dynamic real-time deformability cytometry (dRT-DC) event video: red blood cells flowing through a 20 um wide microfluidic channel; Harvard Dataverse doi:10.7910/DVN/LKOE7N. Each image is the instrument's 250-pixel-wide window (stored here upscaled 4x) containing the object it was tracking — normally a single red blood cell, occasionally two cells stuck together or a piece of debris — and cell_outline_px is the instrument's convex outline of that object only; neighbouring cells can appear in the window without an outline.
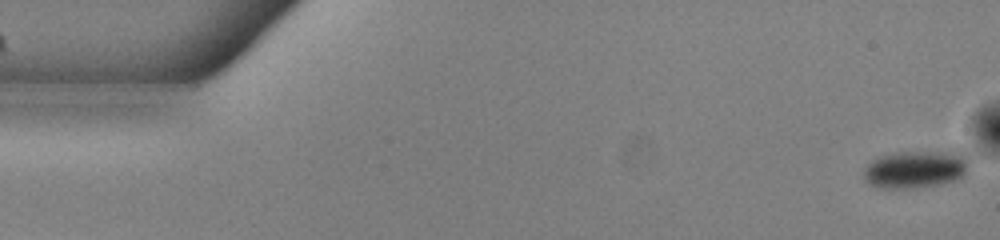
{"species": "common noctule bat (a hibernating species)", "species_latin": "Nyctalus noctula", "temperature_condition": "warm", "stored_images_in_passage": 53, "camera_frame_rate_fps": 3000, "um_per_image_px": 0.085, "animal": {"sex": "male", "body_mass_g": 13.0, "forearm_length_mm": 53.1}, "frame": {"image": 1, "passage_image": 1, "time_ms": 0.0, "image_size_px": [1000, 240], "cell_outline_px": [[968, 164], [964, 176], [956, 180], [940, 184], [920, 188], [880, 188], [868, 184], [864, 180], [864, 168], [872, 160], [880, 156], [904, 152], [964, 152]], "centroid_in_image_um": [77.81, 14.41], "position_along_channel_um": 7.2, "area_um2": 23.06}}
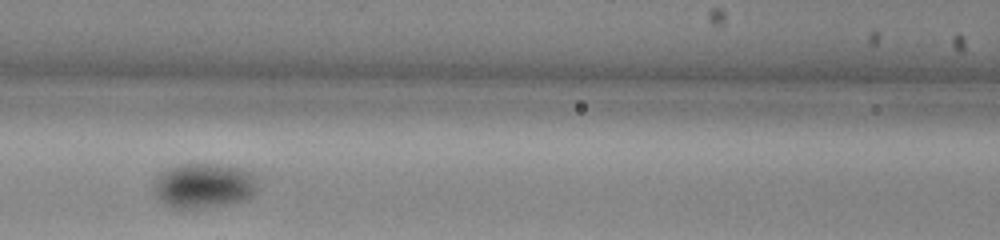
{"frame": {"image": 2, "passage_image": 23, "time_ms": 7.333, "image_size_px": [1000, 240], "cell_outline_px": [[256, 192], [248, 200], [200, 208], [176, 208], [164, 204], [156, 196], [152, 188], [152, 184], [156, 176], [180, 164], [216, 164], [240, 168], [248, 172], [256, 180]], "centroid_in_image_um": [17.29, 15.79], "position_along_channel_um": 149.3, "area_um2": 26.99}}
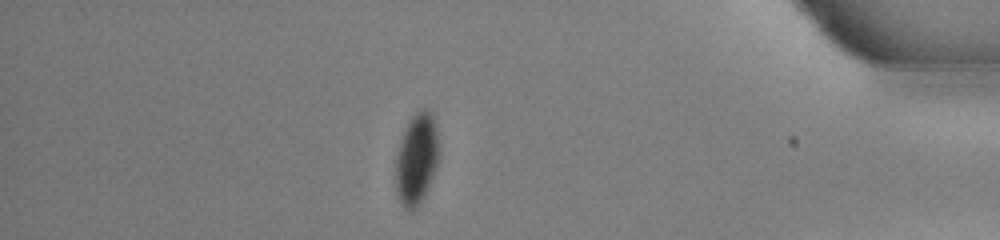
{"frame": {"image": 3, "passage_image": 46, "time_ms": 15.0, "image_size_px": [1000, 240], "cell_outline_px": [[440, 160], [424, 196], [420, 204], [412, 212], [408, 212], [404, 208], [396, 192], [396, 160], [400, 140], [404, 128], [412, 116], [420, 108], [428, 108], [436, 124], [440, 148]], "centroid_in_image_um": [35.44, 13.5], "position_along_channel_um": 399.8, "area_um2": 23.52}}